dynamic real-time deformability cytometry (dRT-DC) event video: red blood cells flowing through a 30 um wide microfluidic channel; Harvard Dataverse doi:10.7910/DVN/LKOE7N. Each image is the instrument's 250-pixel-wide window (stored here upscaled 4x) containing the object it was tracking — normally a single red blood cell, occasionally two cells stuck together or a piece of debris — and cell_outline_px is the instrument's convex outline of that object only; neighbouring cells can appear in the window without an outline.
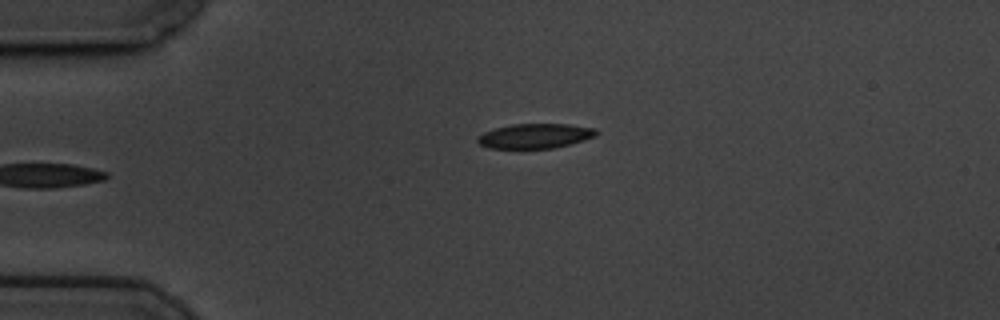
{"species": "common noctule bat (a hibernating species)", "species_latin": "Nyctalus noctula", "temperature_condition": "cold", "stored_images_in_passage": 5, "camera_frame_rate_fps": 3000, "um_per_image_px": 0.085, "animal": {"sex": "male", "body_mass_g": 19.5, "forearm_length_mm": 54.6}, "frame": {"image": 1, "passage_image": 5, "time_ms": 1.333, "image_size_px": [1000, 320], "cell_outline_px": [[600, 132], [596, 136], [584, 140], [552, 148], [488, 148], [480, 144], [476, 140], [476, 136], [484, 132], [496, 128], [512, 124], [568, 124], [596, 128]], "centroid_in_image_um": [45.49, 11.55], "position_along_channel_um": 39.5, "area_um2": 17.11}}